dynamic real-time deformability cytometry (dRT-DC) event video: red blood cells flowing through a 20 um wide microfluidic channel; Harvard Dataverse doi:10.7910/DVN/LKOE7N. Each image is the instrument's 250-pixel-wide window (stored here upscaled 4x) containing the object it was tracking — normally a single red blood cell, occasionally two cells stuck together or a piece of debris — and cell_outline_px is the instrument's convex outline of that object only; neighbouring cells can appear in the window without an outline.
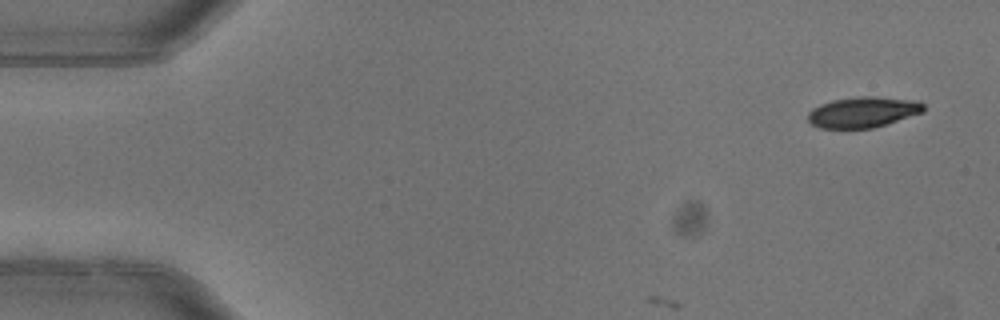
{"species": "common noctule bat (a hibernating species)", "species_latin": "Nyctalus noctula", "temperature_condition": "warm", "stored_images_in_passage": 4, "camera_frame_rate_fps": 3000, "um_per_image_px": 0.085, "animal": {"sex": "female"}, "frame": {"image": 1, "passage_image": 1, "time_ms": 0.0, "image_size_px": [1000, 320], "cell_outline_px": [[924, 112], [872, 128], [820, 128], [812, 124], [808, 120], [808, 112], [812, 108], [820, 104], [832, 100], [860, 96], [876, 96], [920, 100], [924, 104]], "centroid_in_image_um": [73.37, 9.51], "position_along_channel_um": 11.6, "area_um2": 20.81}}